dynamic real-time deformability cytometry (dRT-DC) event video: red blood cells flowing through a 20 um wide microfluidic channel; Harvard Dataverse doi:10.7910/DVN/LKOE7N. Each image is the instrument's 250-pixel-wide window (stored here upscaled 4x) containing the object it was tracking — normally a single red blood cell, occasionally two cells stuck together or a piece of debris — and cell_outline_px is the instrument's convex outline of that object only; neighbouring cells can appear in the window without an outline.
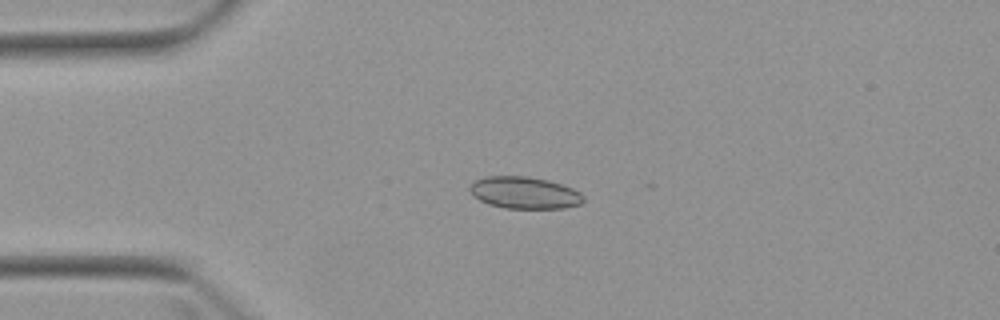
{"species": "Egyptian fruit bat (a non-hibernating species)", "species_latin": "Rousettus aegyptiacus", "temperature_condition": "warm", "stored_images_in_passage": 3, "camera_frame_rate_fps": 3000, "um_per_image_px": 0.085, "animal": {"sex": "female"}, "frame": {"image": 1, "passage_image": 1, "time_ms": 0.0, "image_size_px": [1000, 320], "cell_outline_px": [[584, 200], [580, 204], [564, 208], [504, 208], [488, 204], [472, 196], [468, 188], [476, 180], [488, 176], [528, 176], [548, 180], [572, 188], [580, 192], [584, 196]], "centroid_in_image_um": [44.57, 16.38], "position_along_channel_um": 40.4, "area_um2": 21.15}}